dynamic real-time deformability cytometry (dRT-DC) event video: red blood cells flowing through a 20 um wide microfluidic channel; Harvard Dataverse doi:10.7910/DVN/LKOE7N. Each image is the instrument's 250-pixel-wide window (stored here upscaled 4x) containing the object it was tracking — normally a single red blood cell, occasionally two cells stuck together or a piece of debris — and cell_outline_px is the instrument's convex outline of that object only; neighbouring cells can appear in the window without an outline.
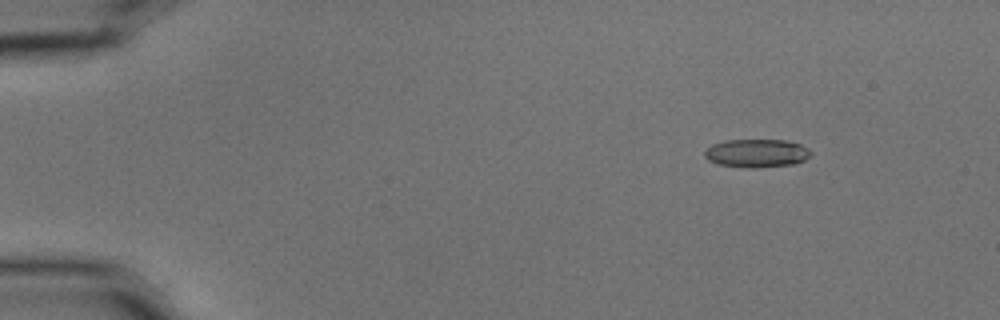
{"species": "common noctule bat (a hibernating species)", "species_latin": "Nyctalus noctula", "temperature_condition": "cold", "stored_images_in_passage": 6, "camera_frame_rate_fps": 3000, "um_per_image_px": 0.085, "animal": {"sex": "male", "body_mass_g": 15.6}, "frame": {"image": 1, "passage_image": 3, "time_ms": 0.667, "image_size_px": [1000, 320], "cell_outline_px": [[812, 152], [804, 160], [796, 164], [752, 168], [720, 164], [708, 160], [704, 156], [704, 152], [712, 144], [724, 140], [784, 140], [800, 144], [808, 148]], "centroid_in_image_um": [64.32, 13.01], "position_along_channel_um": 20.7, "area_um2": 17.4}}
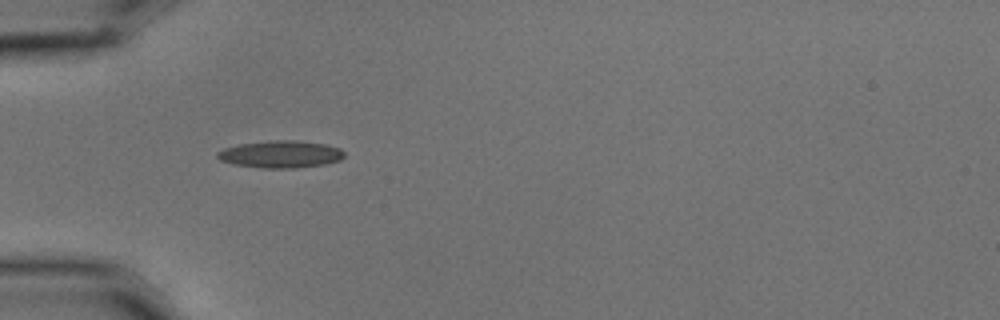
{"frame": {"image": 2, "passage_image": 6, "time_ms": 1.667, "image_size_px": [1000, 320], "cell_outline_px": [[344, 156], [340, 160], [324, 164], [296, 168], [264, 168], [236, 164], [220, 160], [216, 156], [216, 152], [224, 148], [240, 144], [272, 140], [292, 140], [328, 144], [340, 148], [344, 152]], "centroid_in_image_um": [23.87, 13.1], "position_along_channel_um": 61.1, "area_um2": 20.06}}